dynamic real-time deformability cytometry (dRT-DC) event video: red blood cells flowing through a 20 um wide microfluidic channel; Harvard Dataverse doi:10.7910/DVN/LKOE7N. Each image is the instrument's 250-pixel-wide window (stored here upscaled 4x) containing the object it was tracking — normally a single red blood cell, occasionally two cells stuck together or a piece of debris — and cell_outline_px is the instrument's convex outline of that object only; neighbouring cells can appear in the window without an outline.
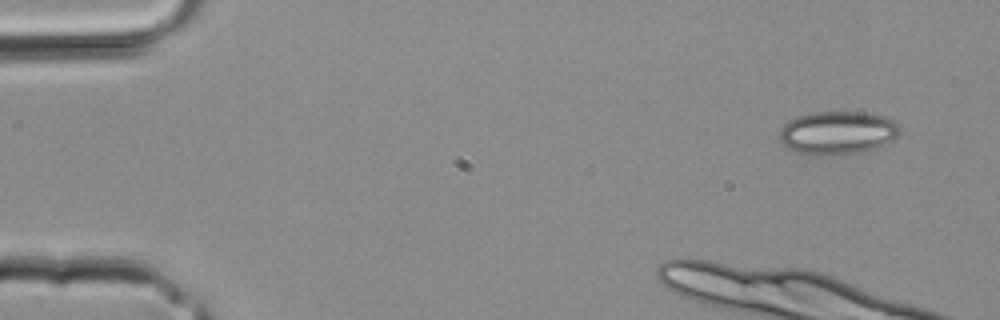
{"species": "common noctule bat (a hibernating species)", "species_latin": "Nyctalus noctula", "temperature_condition": "room temperature", "stored_images_in_passage": 4, "camera_frame_rate_fps": 3000, "um_per_image_px": 0.085, "animal": {"sex": "male", "body_mass_g": 20.4}, "frame": {"image": 1, "passage_image": 1, "time_ms": 0.0, "image_size_px": [1000, 320], "cell_outline_px": [[900, 132], [892, 140], [884, 144], [860, 152], [840, 156], [812, 156], [788, 148], [780, 144], [780, 128], [788, 120], [796, 116], [812, 112], [864, 112], [884, 116], [900, 124]], "centroid_in_image_um": [71.16, 11.29], "position_along_channel_um": 13.8, "area_um2": 30.75}}